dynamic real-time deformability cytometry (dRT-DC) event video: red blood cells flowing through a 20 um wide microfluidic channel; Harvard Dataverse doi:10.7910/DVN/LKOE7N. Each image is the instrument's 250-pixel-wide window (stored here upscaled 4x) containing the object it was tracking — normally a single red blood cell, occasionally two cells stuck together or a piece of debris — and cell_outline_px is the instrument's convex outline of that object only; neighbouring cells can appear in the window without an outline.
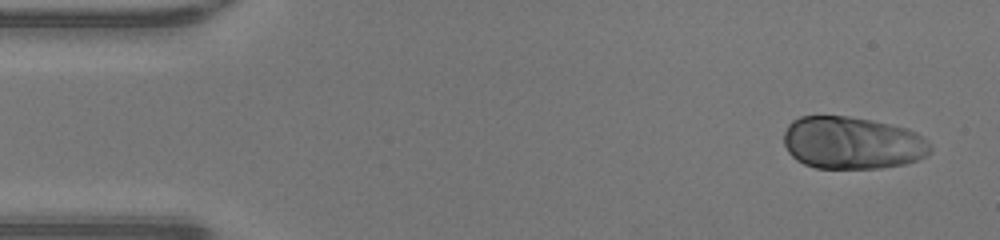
{"species": "human", "species_latin": "Homo sapiens", "temperature_condition": "warm", "stored_images_in_passage": 45, "camera_frame_rate_fps": 3000, "um_per_image_px": 0.085, "donor": {"sex": "male"}, "frame": {"image": 1, "passage_image": 1, "time_ms": 0.0, "image_size_px": [1000, 240], "cell_outline_px": [[932, 152], [916, 160], [904, 164], [880, 168], [816, 168], [804, 164], [796, 160], [788, 152], [784, 144], [784, 132], [788, 124], [792, 120], [800, 116], [848, 116], [872, 120], [908, 128], [916, 132], [932, 148]], "centroid_in_image_um": [72.41, 12.14], "position_along_channel_um": 12.6, "area_um2": 44.91}}
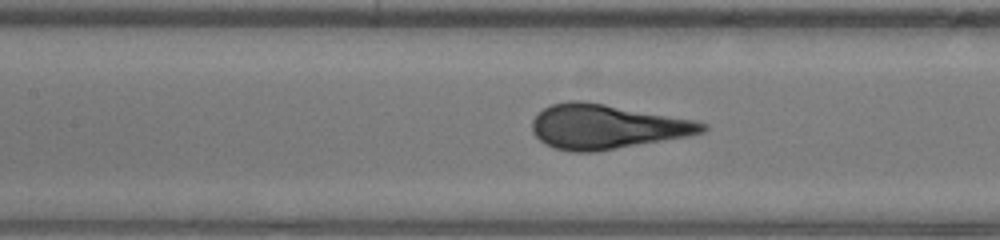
{"frame": {"image": 2, "passage_image": 19, "time_ms": 6.0, "image_size_px": [1000, 240], "cell_outline_px": [[708, 128], [704, 132], [688, 136], [592, 152], [576, 152], [556, 148], [544, 144], [532, 132], [532, 120], [544, 108], [552, 104], [568, 100], [580, 100], [604, 104], [696, 120], [708, 124]], "centroid_in_image_um": [51.56, 10.76], "position_along_channel_um": 155.8, "area_um2": 43.81}}
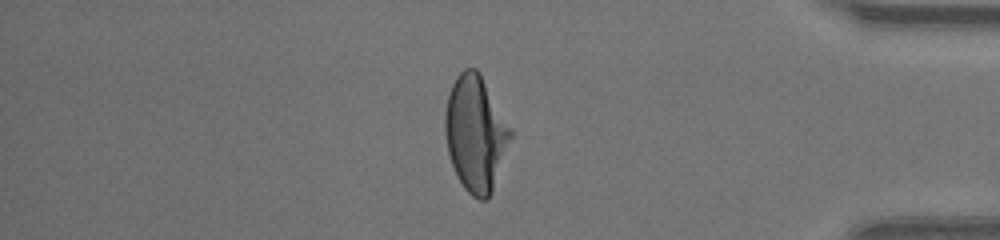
{"frame": {"image": 3, "passage_image": 38, "time_ms": 12.333, "image_size_px": [1000, 240], "cell_outline_px": [[512, 136], [492, 192], [488, 200], [480, 200], [472, 196], [464, 188], [452, 164], [448, 152], [444, 132], [444, 112], [448, 96], [452, 84], [456, 76], [464, 68], [476, 68], [480, 72], [512, 132]], "centroid_in_image_um": [40.4, 11.34], "position_along_channel_um": 394.8, "area_um2": 43.81}}